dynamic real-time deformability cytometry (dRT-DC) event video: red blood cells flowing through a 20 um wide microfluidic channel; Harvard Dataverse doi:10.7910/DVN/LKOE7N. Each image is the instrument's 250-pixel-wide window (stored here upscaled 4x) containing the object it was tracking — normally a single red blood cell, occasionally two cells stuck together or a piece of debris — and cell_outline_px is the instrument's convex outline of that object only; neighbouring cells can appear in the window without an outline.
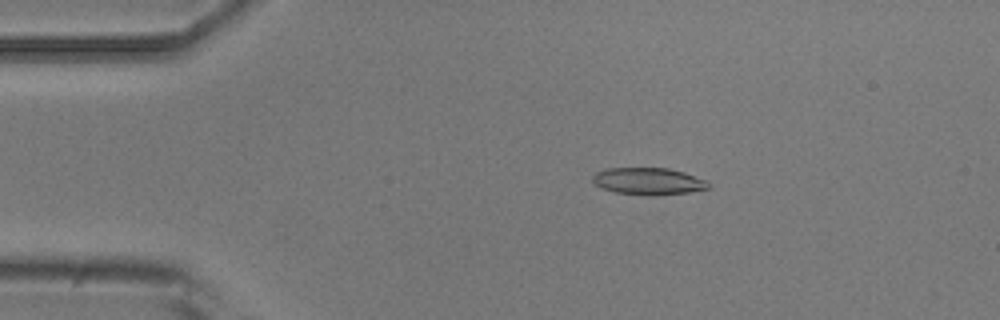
{"species": "common noctule bat (a hibernating species)", "species_latin": "Nyctalus noctula", "temperature_condition": "room temperature", "stored_images_in_passage": 8, "camera_frame_rate_fps": 3000, "um_per_image_px": 0.085, "animal": {"sex": "male", "body_mass_g": 20.5, "forearm_length_mm": 52.5}, "frame": {"image": 1, "passage_image": 2, "time_ms": 1.0, "image_size_px": [1000, 320], "cell_outline_px": [[708, 188], [688, 192], [656, 196], [616, 192], [604, 188], [596, 184], [592, 180], [592, 176], [596, 172], [604, 168], [668, 168], [684, 172], [708, 180]], "centroid_in_image_um": [55.12, 15.39], "position_along_channel_um": 29.9, "area_um2": 18.15}}
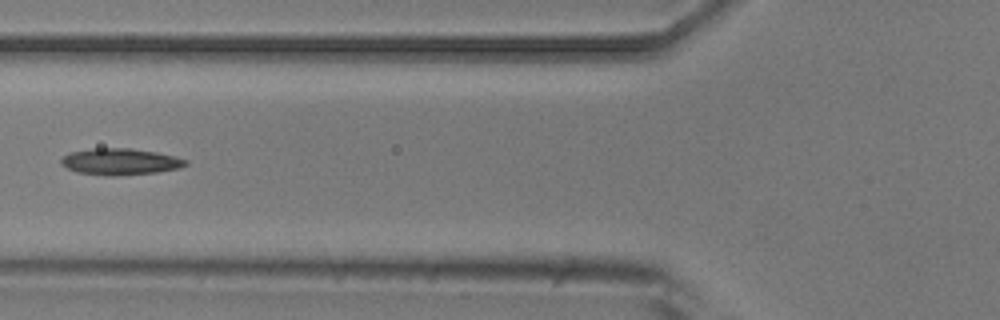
{"frame": {"image": 2, "passage_image": 5, "time_ms": 4.667, "image_size_px": [1000, 320], "cell_outline_px": [[188, 164], [180, 168], [156, 172], [116, 176], [108, 176], [76, 172], [60, 164], [60, 160], [68, 152], [92, 148], [132, 148], [156, 152], [176, 156], [188, 160]], "centroid_in_image_um": [10.22, 13.73], "position_along_channel_um": 115.6, "area_um2": 19.42}}
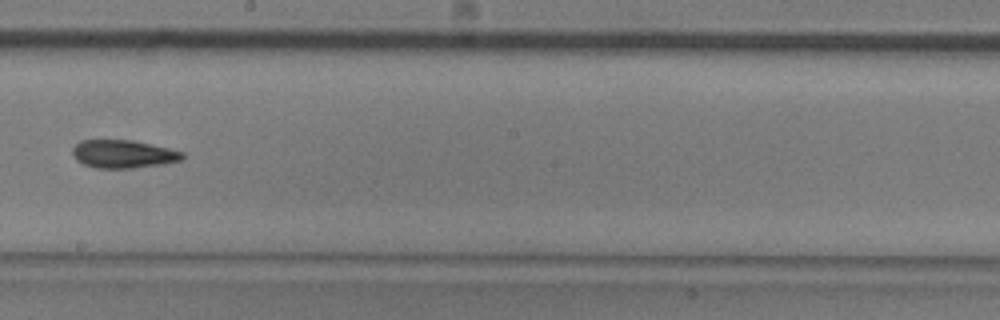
{"frame": {"image": 3, "passage_image": 8, "time_ms": 8.0, "image_size_px": [1000, 320], "cell_outline_px": [[184, 156], [180, 160], [164, 164], [132, 168], [96, 168], [84, 164], [76, 160], [72, 156], [72, 148], [80, 140], [132, 140], [168, 148], [184, 152]], "centroid_in_image_um": [10.44, 13.09], "position_along_channel_um": 237.8, "area_um2": 17.98}}